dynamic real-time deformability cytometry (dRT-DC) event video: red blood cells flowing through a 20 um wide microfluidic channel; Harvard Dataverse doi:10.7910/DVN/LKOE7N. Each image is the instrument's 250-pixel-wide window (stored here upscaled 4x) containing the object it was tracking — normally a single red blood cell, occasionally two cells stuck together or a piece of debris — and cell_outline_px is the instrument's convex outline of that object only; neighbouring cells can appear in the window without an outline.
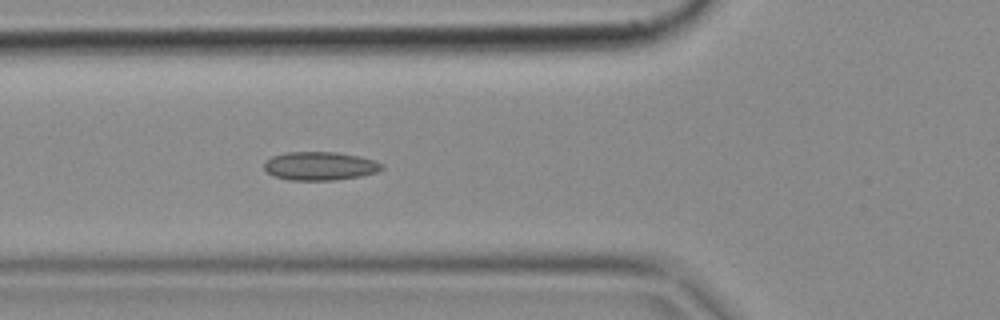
{"species": "common noctule bat (a hibernating species)", "species_latin": "Nyctalus noctula", "temperature_condition": "cold", "stored_images_in_passage": 6, "camera_frame_rate_fps": 3000, "um_per_image_px": 0.085, "animal": {"sex": "female", "body_mass_g": 18.4}, "frame": {"image": 1, "passage_image": 5, "time_ms": 1.333, "image_size_px": [1000, 320], "cell_outline_px": [[384, 168], [376, 172], [360, 176], [336, 180], [288, 180], [272, 176], [264, 168], [264, 164], [272, 156], [288, 152], [336, 152], [360, 156], [384, 164]], "centroid_in_image_um": [27.2, 14.11], "position_along_channel_um": 98.6, "area_um2": 19.54}}